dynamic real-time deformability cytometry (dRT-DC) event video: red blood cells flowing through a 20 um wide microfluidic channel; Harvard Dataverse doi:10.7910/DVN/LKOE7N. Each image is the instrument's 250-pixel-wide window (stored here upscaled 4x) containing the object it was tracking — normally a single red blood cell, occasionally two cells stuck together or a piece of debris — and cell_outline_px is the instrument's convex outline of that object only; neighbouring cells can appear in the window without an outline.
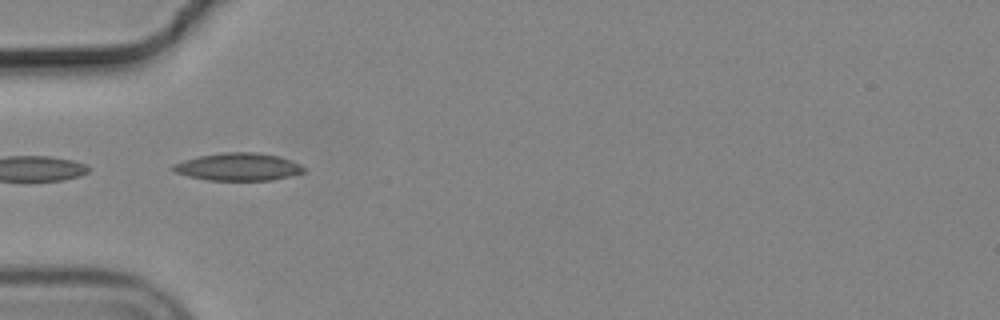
{"species": "common noctule bat (a hibernating species)", "species_latin": "Nyctalus noctula", "temperature_condition": "cold", "stored_images_in_passage": 6, "camera_frame_rate_fps": 3000, "um_per_image_px": 0.085, "animal": {"sex": "male", "body_mass_g": 19.2, "forearm_length_mm": 51.8}, "frame": {"image": 1, "passage_image": 1, "time_ms": 0.0, "image_size_px": [1000, 320], "cell_outline_px": [[308, 172], [272, 180], [208, 180], [188, 176], [176, 172], [168, 168], [172, 164], [184, 160], [200, 156], [224, 152], [260, 152], [280, 156], [292, 160], [300, 164]], "centroid_in_image_um": [20.28, 14.17], "position_along_channel_um": 64.7, "area_um2": 21.27}}